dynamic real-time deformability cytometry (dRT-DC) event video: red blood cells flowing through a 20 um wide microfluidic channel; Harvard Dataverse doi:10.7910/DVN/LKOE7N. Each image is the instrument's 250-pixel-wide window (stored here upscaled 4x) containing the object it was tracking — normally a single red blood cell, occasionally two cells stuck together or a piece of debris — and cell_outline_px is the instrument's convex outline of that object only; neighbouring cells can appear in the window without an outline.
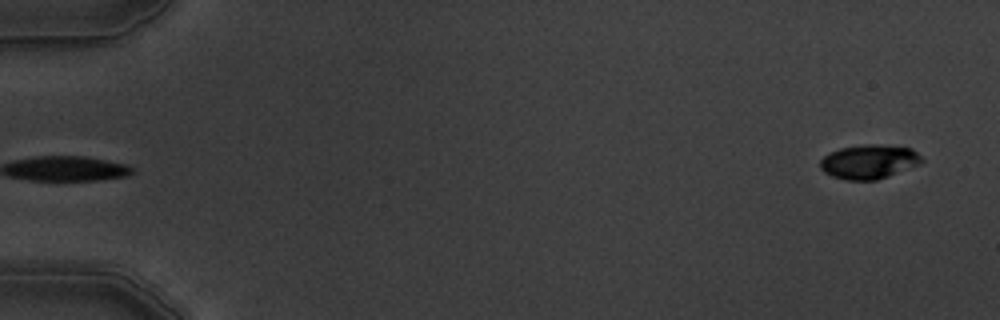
{"species": "common noctule bat (a hibernating species)", "species_latin": "Nyctalus noctula", "temperature_condition": "warm", "stored_images_in_passage": 6, "camera_frame_rate_fps": 3000, "um_per_image_px": 0.085, "animal": {"sex": "male", "body_mass_g": 19.5, "forearm_length_mm": 54.6}, "frame": {"image": 1, "passage_image": 6, "time_ms": 6.0, "image_size_px": [1000, 320], "cell_outline_px": [[924, 160], [920, 164], [888, 176], [876, 180], [844, 180], [832, 176], [824, 172], [820, 168], [820, 160], [828, 152], [840, 148], [864, 144], [880, 144], [912, 148]], "centroid_in_image_um": [73.85, 13.74], "position_along_channel_um": 11.2, "area_um2": 20.35}}